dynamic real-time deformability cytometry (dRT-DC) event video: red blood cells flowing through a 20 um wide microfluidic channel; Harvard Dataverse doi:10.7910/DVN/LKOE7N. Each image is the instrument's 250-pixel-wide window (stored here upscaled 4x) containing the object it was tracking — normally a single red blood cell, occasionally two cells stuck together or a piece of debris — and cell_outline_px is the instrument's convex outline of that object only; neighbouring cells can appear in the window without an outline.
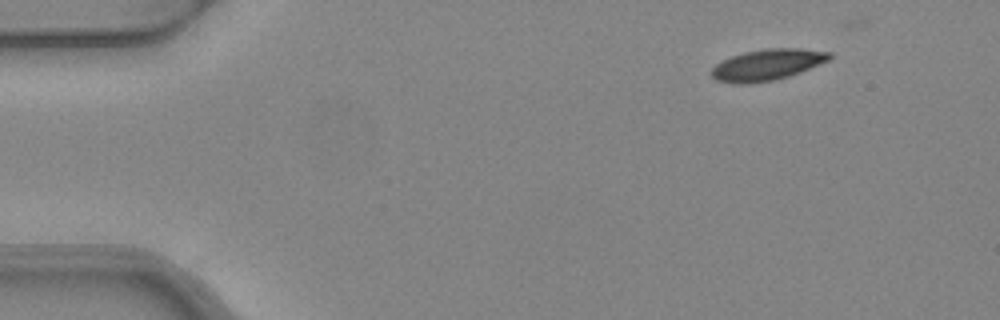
{"species": "common noctule bat (a hibernating species)", "species_latin": "Nyctalus noctula", "temperature_condition": "warm", "stored_images_in_passage": 4, "camera_frame_rate_fps": 3000, "um_per_image_px": 0.085, "animal": {"sex": "female", "body_mass_g": 24.6, "forearm_length_mm": 56.2}, "frame": {"image": 1, "passage_image": 1, "time_ms": 0.0, "image_size_px": [1000, 320], "cell_outline_px": [[832, 56], [828, 60], [800, 72], [776, 80], [748, 84], [732, 84], [716, 80], [712, 76], [712, 68], [716, 64], [732, 56], [744, 52], [764, 48], [800, 48], [832, 52]], "centroid_in_image_um": [65.21, 5.51], "position_along_channel_um": 19.8, "area_um2": 21.44}}
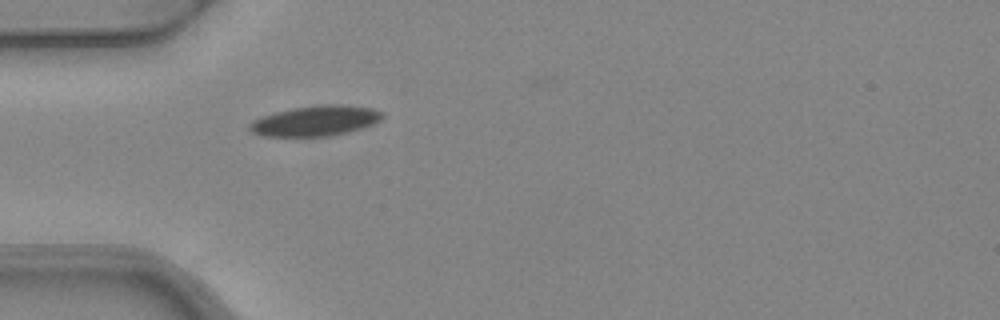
{"frame": {"image": 2, "passage_image": 4, "time_ms": 1.0, "image_size_px": [1000, 320], "cell_outline_px": [[384, 116], [380, 120], [372, 124], [360, 128], [328, 136], [260, 136], [252, 132], [248, 128], [248, 124], [252, 120], [276, 112], [292, 108], [372, 108], [384, 112]], "centroid_in_image_um": [26.7, 10.34], "position_along_channel_um": 58.3, "area_um2": 21.91}}